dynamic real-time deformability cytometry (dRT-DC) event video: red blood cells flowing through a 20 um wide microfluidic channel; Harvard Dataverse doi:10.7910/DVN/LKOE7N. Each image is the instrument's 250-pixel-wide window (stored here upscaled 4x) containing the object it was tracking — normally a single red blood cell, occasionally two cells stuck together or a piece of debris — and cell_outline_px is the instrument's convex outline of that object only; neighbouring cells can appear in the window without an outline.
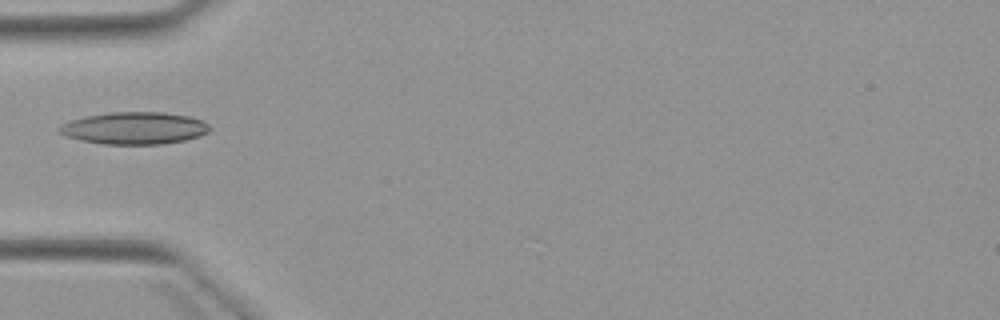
{"species": "Egyptian fruit bat (a non-hibernating species)", "species_latin": "Rousettus aegyptiacus", "temperature_condition": "warm", "stored_images_in_passage": 1, "camera_frame_rate_fps": 3000, "um_per_image_px": 0.085, "animal": {"sex": "female"}, "frame": {"image": 1, "passage_image": 1, "time_ms": 0.0, "image_size_px": [1000, 320], "cell_outline_px": [[212, 128], [208, 132], [200, 136], [184, 140], [160, 144], [104, 144], [80, 140], [68, 136], [60, 132], [56, 128], [60, 124], [84, 116], [112, 112], [164, 112], [188, 116], [204, 120]], "centroid_in_image_um": [11.44, 10.88], "position_along_channel_um": 73.6, "area_um2": 28.26}}